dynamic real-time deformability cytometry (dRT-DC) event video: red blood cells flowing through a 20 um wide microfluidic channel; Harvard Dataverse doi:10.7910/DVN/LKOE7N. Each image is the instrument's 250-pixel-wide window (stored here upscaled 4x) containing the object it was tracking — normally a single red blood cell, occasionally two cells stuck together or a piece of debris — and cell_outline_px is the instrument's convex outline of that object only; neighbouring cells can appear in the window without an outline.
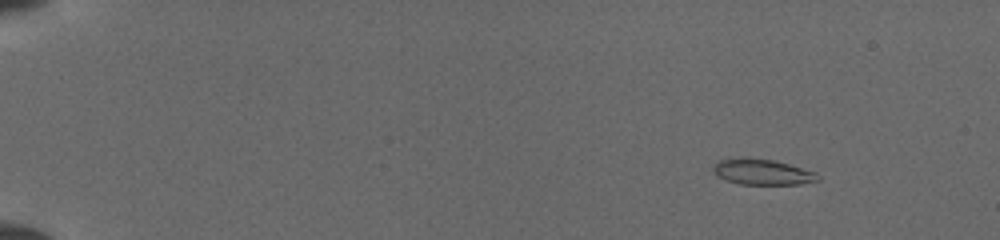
{"species": "common noctule bat (a hibernating species)", "species_latin": "Nyctalus noctula", "temperature_condition": "cold", "stored_images_in_passage": 48, "camera_frame_rate_fps": 3000, "um_per_image_px": 0.085, "animal": {"sex": "female", "body_mass_g": 19.5, "forearm_length_mm": 54.1}, "frame": {"image": 1, "passage_image": 5, "time_ms": 2.0, "image_size_px": [1000, 240], "cell_outline_px": [[820, 180], [800, 184], [740, 184], [724, 180], [716, 176], [712, 172], [712, 168], [720, 160], [772, 160], [788, 164], [816, 172], [820, 176]], "centroid_in_image_um": [64.83, 14.67], "position_along_channel_um": 20.2, "area_um2": 15.09}}
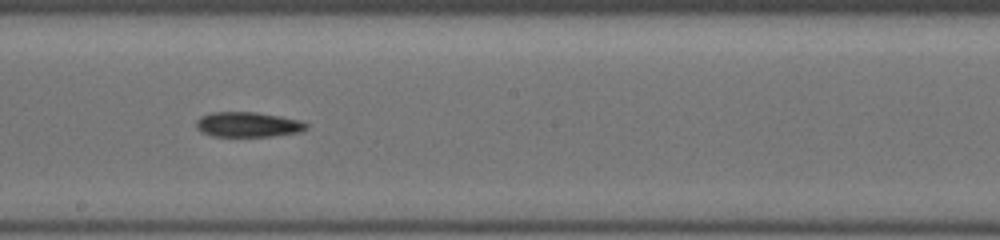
{"frame": {"image": 2, "passage_image": 29, "time_ms": 10.333, "image_size_px": [1000, 240], "cell_outline_px": [[308, 128], [300, 132], [272, 136], [212, 136], [200, 132], [196, 128], [196, 120], [200, 116], [212, 112], [256, 112], [280, 116], [300, 120], [308, 124]], "centroid_in_image_um": [21.06, 10.58], "position_along_channel_um": 227.1, "area_um2": 16.18}}
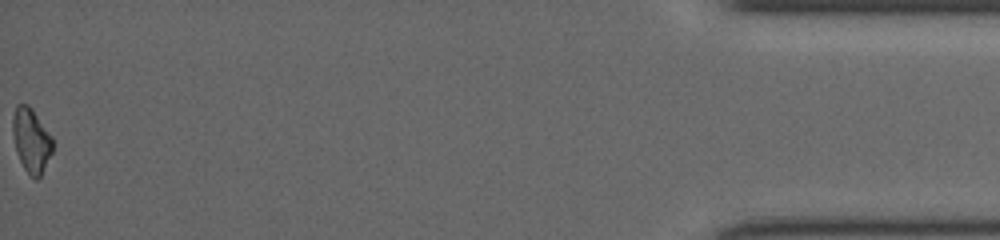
{"frame": {"image": 3, "passage_image": 48, "time_ms": 17.333, "image_size_px": [1000, 240], "cell_outline_px": [[52, 152], [40, 176], [36, 180], [24, 168], [16, 152], [12, 132], [12, 116], [16, 104], [28, 104], [32, 108], [52, 136]], "centroid_in_image_um": [2.64, 11.88], "position_along_channel_um": 432.6, "area_um2": 14.91}}